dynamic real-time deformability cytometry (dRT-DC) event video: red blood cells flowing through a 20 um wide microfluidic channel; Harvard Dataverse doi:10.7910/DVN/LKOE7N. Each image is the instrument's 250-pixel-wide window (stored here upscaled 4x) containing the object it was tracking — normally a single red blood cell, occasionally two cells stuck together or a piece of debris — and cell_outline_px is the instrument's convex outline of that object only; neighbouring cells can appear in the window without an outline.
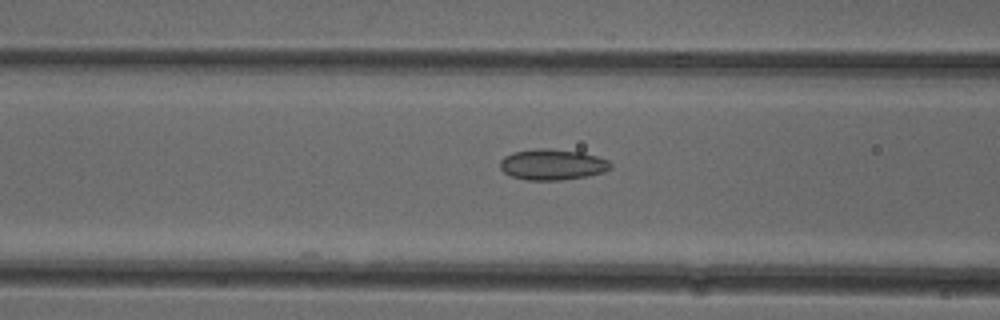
{"species": "common noctule bat (a hibernating species)", "species_latin": "Nyctalus noctula", "temperature_condition": "cold", "stored_images_in_passage": 6, "camera_frame_rate_fps": 3000, "um_per_image_px": 0.085, "animal": {"sex": "female"}, "frame": {"image": 1, "passage_image": 4, "time_ms": 1.0, "image_size_px": [1000, 320], "cell_outline_px": [[612, 168], [604, 172], [584, 176], [560, 180], [528, 180], [512, 176], [504, 172], [500, 168], [500, 160], [504, 156], [512, 152], [536, 148], [552, 148], [584, 152], [608, 160], [612, 164]], "centroid_in_image_um": [46.95, 13.96], "position_along_channel_um": 119.6, "area_um2": 20.0}}